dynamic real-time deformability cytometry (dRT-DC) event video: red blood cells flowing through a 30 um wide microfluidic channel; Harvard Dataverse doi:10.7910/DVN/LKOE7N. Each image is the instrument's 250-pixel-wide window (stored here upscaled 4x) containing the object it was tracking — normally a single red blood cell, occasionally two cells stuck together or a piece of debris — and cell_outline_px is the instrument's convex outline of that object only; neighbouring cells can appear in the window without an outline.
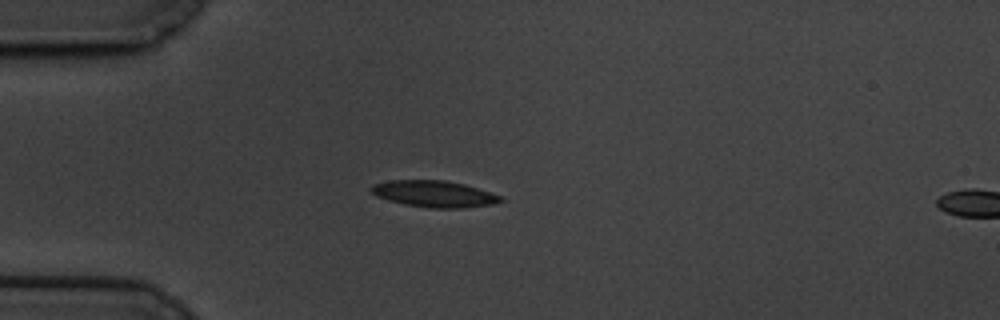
{"species": "common noctule bat (a hibernating species)", "species_latin": "Nyctalus noctula", "temperature_condition": "cold", "stored_images_in_passage": 4, "camera_frame_rate_fps": 3000, "um_per_image_px": 0.085, "animal": {"sex": "male", "body_mass_g": 19.5, "forearm_length_mm": 54.6}, "frame": {"image": 1, "passage_image": 1, "time_ms": 0.0, "image_size_px": [1000, 320], "cell_outline_px": [[504, 200], [492, 204], [464, 208], [428, 208], [404, 204], [388, 200], [376, 196], [368, 188], [372, 184], [388, 180], [444, 180], [464, 184], [504, 196]], "centroid_in_image_um": [36.89, 16.48], "position_along_channel_um": 48.1, "area_um2": 20.17}}